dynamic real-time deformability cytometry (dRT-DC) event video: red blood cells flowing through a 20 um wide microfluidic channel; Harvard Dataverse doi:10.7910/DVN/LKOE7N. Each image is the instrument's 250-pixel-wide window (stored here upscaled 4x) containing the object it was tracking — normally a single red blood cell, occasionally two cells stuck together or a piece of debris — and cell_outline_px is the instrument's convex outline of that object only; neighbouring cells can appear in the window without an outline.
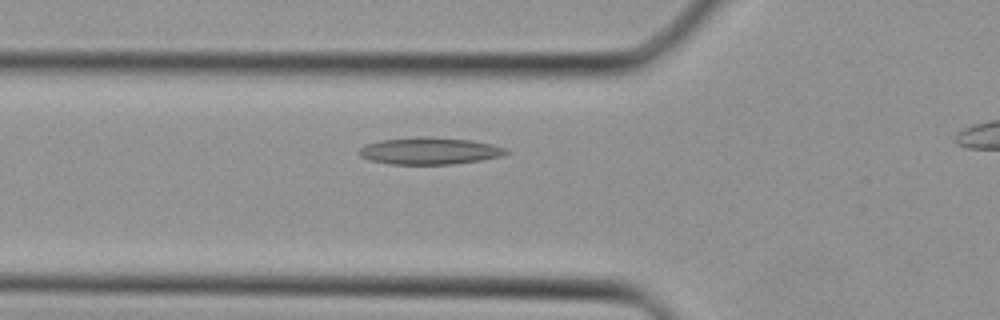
{"species": "Egyptian fruit bat (a non-hibernating species)", "species_latin": "Rousettus aegyptiacus", "temperature_condition": "cold", "stored_images_in_passage": 28, "camera_frame_rate_fps": 3000, "um_per_image_px": 0.085, "animal": {"sex": "female"}, "frame": {"image": 1, "passage_image": 8, "time_ms": 2.333, "image_size_px": [1000, 320], "cell_outline_px": [[508, 152], [504, 156], [480, 160], [452, 164], [388, 164], [368, 160], [360, 156], [356, 152], [364, 144], [380, 140], [420, 136], [424, 136], [472, 140], [492, 144], [504, 148]], "centroid_in_image_um": [36.45, 12.82], "position_along_channel_um": 89.3, "area_um2": 23.29}}
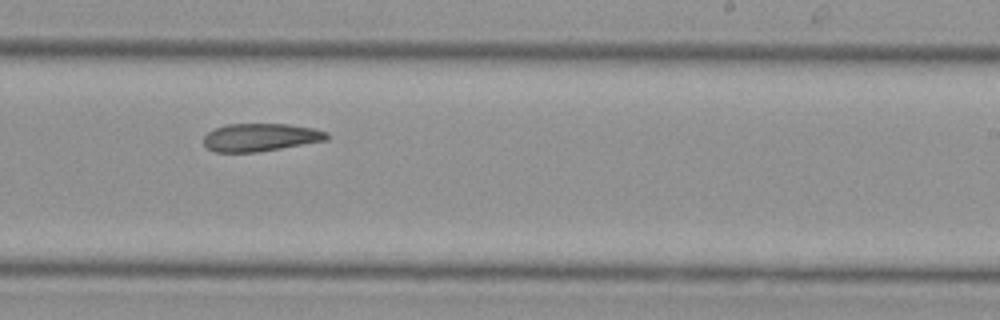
{"frame": {"image": 2, "passage_image": 18, "time_ms": 5.667, "image_size_px": [1000, 320], "cell_outline_px": [[328, 140], [256, 152], [216, 152], [208, 148], [204, 144], [204, 136], [208, 132], [216, 128], [228, 124], [288, 124], [316, 128], [328, 132]], "centroid_in_image_um": [22.17, 11.67], "position_along_channel_um": 266.8, "area_um2": 19.94}}
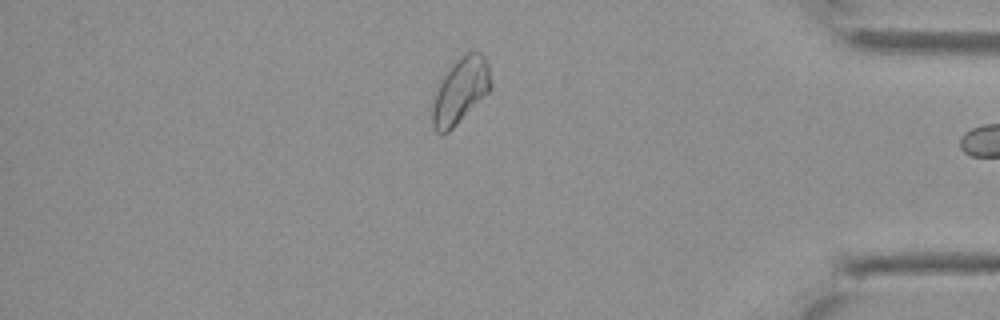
{"frame": {"image": 3, "passage_image": 27, "time_ms": 8.667, "image_size_px": [1000, 320], "cell_outline_px": [[492, 88], [448, 132], [440, 136], [432, 128], [432, 104], [440, 76], [456, 60], [468, 52], [480, 52], [484, 56], [488, 64], [492, 84]], "centroid_in_image_um": [39.09, 7.71], "position_along_channel_um": 396.1, "area_um2": 22.48}}